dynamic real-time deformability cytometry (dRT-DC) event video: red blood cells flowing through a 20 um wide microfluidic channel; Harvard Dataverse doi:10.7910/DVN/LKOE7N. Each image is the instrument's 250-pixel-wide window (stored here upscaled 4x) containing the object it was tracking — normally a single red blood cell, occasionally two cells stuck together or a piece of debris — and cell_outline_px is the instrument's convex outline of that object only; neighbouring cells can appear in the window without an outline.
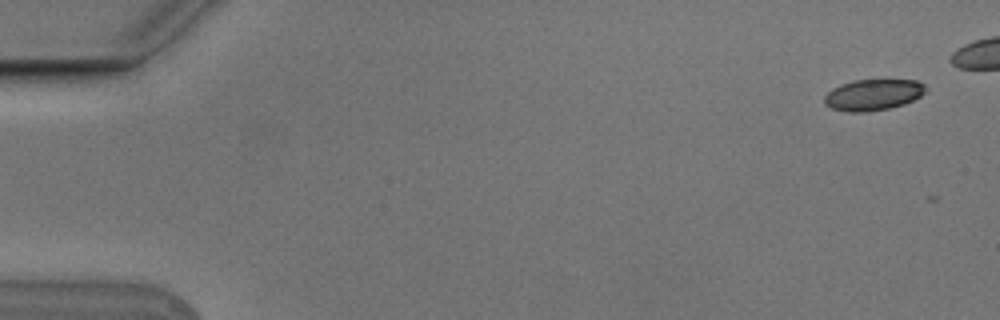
{"species": "Egyptian fruit bat (a non-hibernating species)", "species_latin": "Rousettus aegyptiacus", "temperature_condition": "cold", "stored_images_in_passage": 4, "camera_frame_rate_fps": 3000, "um_per_image_px": 0.085, "animal": {"sex": "male"}, "frame": {"image": 1, "passage_image": 1, "time_ms": 0.0, "image_size_px": [1000, 320], "cell_outline_px": [[928, 88], [920, 96], [904, 104], [888, 108], [868, 112], [848, 112], [832, 108], [824, 104], [824, 96], [832, 88], [840, 84], [856, 80], [916, 80], [924, 84]], "centroid_in_image_um": [74.2, 8.05], "position_along_channel_um": 10.8, "area_um2": 18.38}}